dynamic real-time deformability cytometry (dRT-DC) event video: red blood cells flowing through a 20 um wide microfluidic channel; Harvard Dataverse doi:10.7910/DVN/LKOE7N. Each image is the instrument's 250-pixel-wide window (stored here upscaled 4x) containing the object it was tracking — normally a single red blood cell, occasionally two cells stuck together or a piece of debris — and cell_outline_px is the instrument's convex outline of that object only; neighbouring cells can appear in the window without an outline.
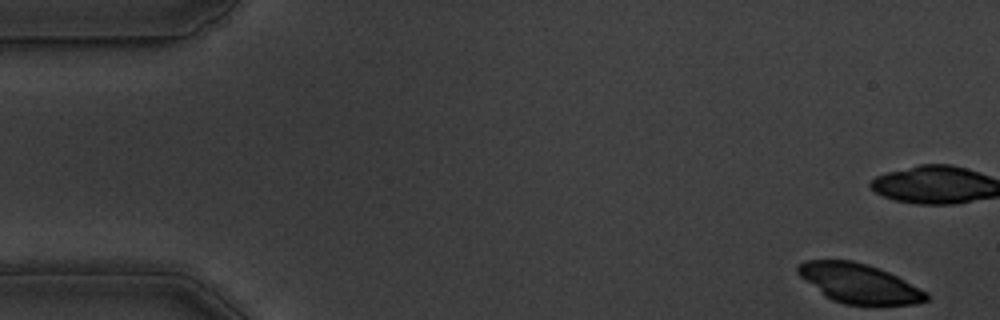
{"species": "common noctule bat (a hibernating species)", "species_latin": "Nyctalus noctula", "temperature_condition": "warm", "stored_images_in_passage": 54, "camera_frame_rate_fps": 3000, "um_per_image_px": 0.085, "animal": {"sex": "male", "body_mass_g": 19.5, "forearm_length_mm": 54.6}, "frame": {"image": 1, "passage_image": 1, "time_ms": 0.0, "image_size_px": [1000, 320], "cell_outline_px": [[928, 300], [916, 304], [844, 304], [832, 300], [824, 296], [800, 276], [796, 272], [796, 268], [804, 260], [852, 260], [868, 264], [888, 272], [928, 292]], "centroid_in_image_um": [73.0, 24.08], "position_along_channel_um": 12.0, "area_um2": 29.3}}